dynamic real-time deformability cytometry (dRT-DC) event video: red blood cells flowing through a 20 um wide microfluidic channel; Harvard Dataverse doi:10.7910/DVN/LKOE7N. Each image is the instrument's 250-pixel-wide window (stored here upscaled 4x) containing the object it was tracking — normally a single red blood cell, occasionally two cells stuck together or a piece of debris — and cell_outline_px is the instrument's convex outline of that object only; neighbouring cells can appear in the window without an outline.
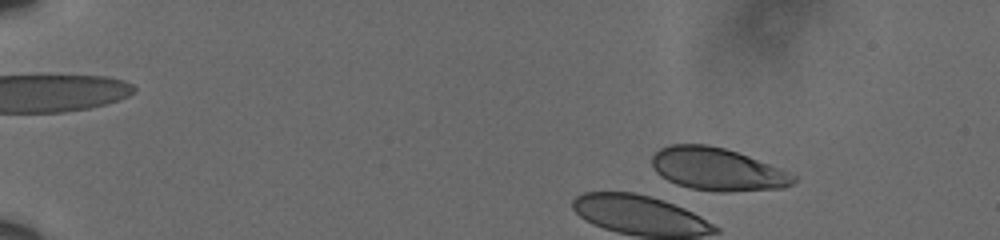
{"species": "human", "species_latin": "Homo sapiens", "temperature_condition": "cold", "stored_images_in_passage": 31, "camera_frame_rate_fps": 3000, "um_per_image_px": 0.085, "donor": {"sex": "male"}, "frame": {"image": 1, "passage_image": 7, "time_ms": 2.0, "image_size_px": [1000, 240], "cell_outline_px": [[796, 180], [792, 184], [784, 188], [728, 192], [716, 192], [692, 188], [676, 184], [660, 176], [656, 172], [652, 164], [652, 156], [660, 148], [672, 144], [708, 144], [724, 148], [748, 156], [768, 164], [796, 176]], "centroid_in_image_um": [60.95, 14.39], "position_along_channel_um": 24.1, "area_um2": 35.03}}
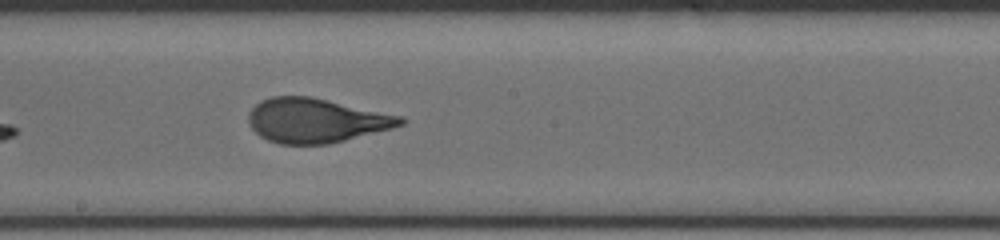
{"frame": {"image": 2, "passage_image": 22, "time_ms": 7.0, "image_size_px": [1000, 240], "cell_outline_px": [[408, 120], [404, 124], [392, 128], [328, 144], [280, 144], [268, 140], [260, 136], [248, 124], [248, 112], [260, 100], [272, 96], [312, 96], [404, 116]], "centroid_in_image_um": [26.87, 10.22], "position_along_channel_um": 221.3, "area_um2": 39.54}}
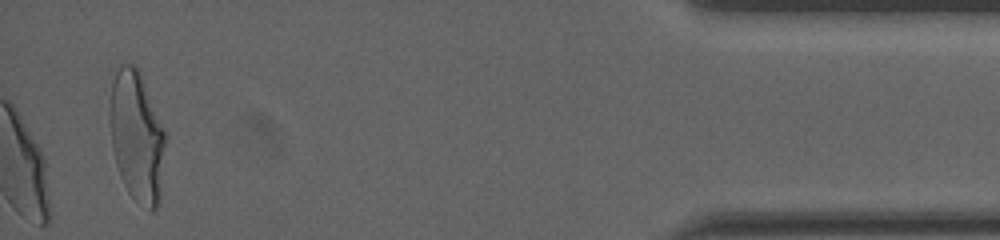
{"frame": {"image": 3, "passage_image": 30, "time_ms": 9.667, "image_size_px": [1000, 240], "cell_outline_px": [[168, 136], [160, 196], [156, 208], [152, 212], [136, 200], [128, 192], [120, 176], [116, 164], [112, 148], [108, 112], [112, 84], [116, 72], [120, 64], [132, 64], [140, 72]], "centroid_in_image_um": [11.65, 11.61], "position_along_channel_um": 423.6, "area_um2": 42.89}}